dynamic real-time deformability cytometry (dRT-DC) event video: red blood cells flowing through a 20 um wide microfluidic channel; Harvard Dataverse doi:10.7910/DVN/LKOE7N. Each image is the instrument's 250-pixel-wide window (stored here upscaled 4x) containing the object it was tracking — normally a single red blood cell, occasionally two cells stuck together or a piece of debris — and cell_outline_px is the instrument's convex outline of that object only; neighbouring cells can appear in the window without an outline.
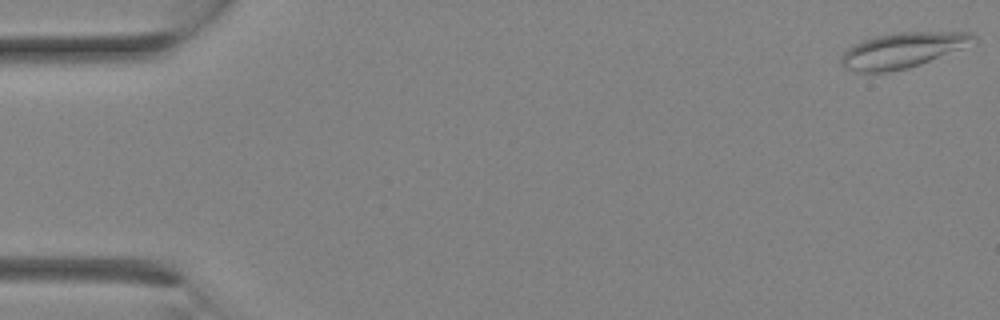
{"species": "Egyptian fruit bat (a non-hibernating species)", "species_latin": "Rousettus aegyptiacus", "temperature_condition": "room temperature", "stored_images_in_passage": 8, "camera_frame_rate_fps": 3000, "um_per_image_px": 0.085, "animal": {"sex": "female"}, "frame": {"image": 1, "passage_image": 1, "time_ms": 0.0, "image_size_px": [1000, 320], "cell_outline_px": [[976, 44], [920, 64], [908, 68], [888, 72], [856, 72], [844, 68], [840, 64], [840, 60], [844, 52], [848, 48], [864, 40], [876, 36], [896, 32], [972, 32], [976, 36]], "centroid_in_image_um": [76.77, 4.27], "position_along_channel_um": 8.2, "area_um2": 27.4}}